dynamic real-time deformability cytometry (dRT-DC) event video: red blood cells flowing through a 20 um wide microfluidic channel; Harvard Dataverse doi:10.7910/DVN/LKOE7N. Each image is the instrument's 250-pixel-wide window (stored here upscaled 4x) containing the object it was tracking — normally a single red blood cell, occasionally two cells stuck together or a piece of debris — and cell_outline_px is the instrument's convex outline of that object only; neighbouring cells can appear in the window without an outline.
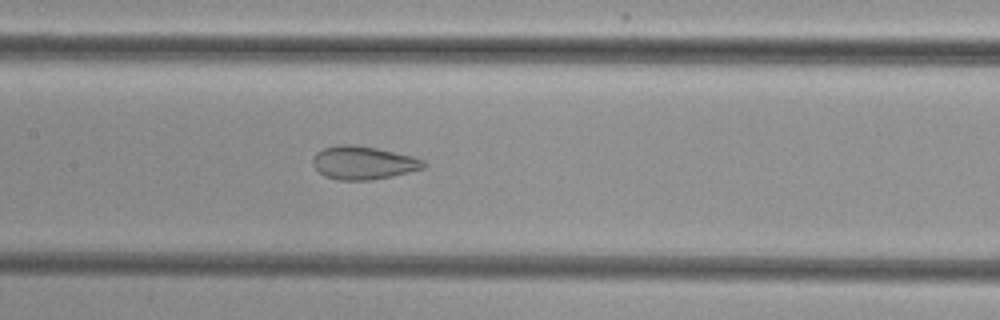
{"species": "common noctule bat (a hibernating species)", "species_latin": "Nyctalus noctula", "temperature_condition": "cold", "stored_images_in_passage": 36, "camera_frame_rate_fps": 3000, "um_per_image_px": 0.085, "animal": {"sex": "female", "body_mass_g": 29.2, "forearm_length_mm": 56.3}, "frame": {"image": 1, "passage_image": 9, "time_ms": 2.667, "image_size_px": [1000, 320], "cell_outline_px": [[428, 164], [424, 168], [392, 176], [372, 180], [336, 180], [324, 176], [312, 164], [312, 160], [316, 152], [324, 148], [340, 144], [352, 144], [376, 148], [412, 156], [424, 160]], "centroid_in_image_um": [30.87, 13.84], "position_along_channel_um": 176.5, "area_um2": 21.5}}
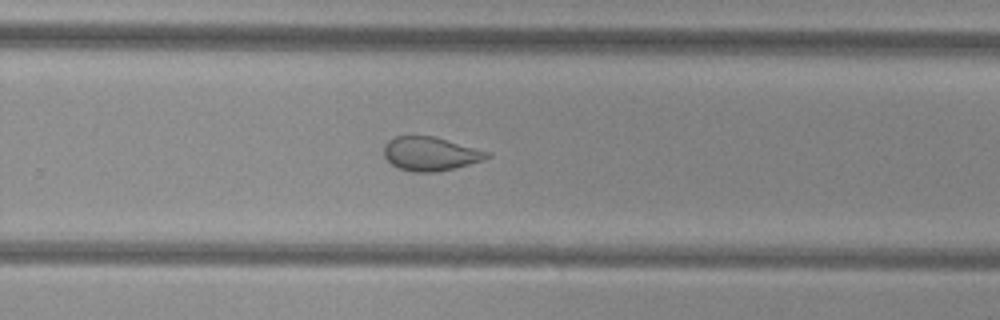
{"frame": {"image": 2, "passage_image": 18, "time_ms": 5.667, "image_size_px": [1000, 320], "cell_outline_px": [[492, 156], [484, 160], [456, 168], [436, 172], [412, 172], [400, 168], [392, 164], [384, 156], [384, 144], [388, 140], [396, 136], [432, 136], [492, 152]], "centroid_in_image_um": [36.62, 13.08], "position_along_channel_um": 293.2, "area_um2": 20.4}}
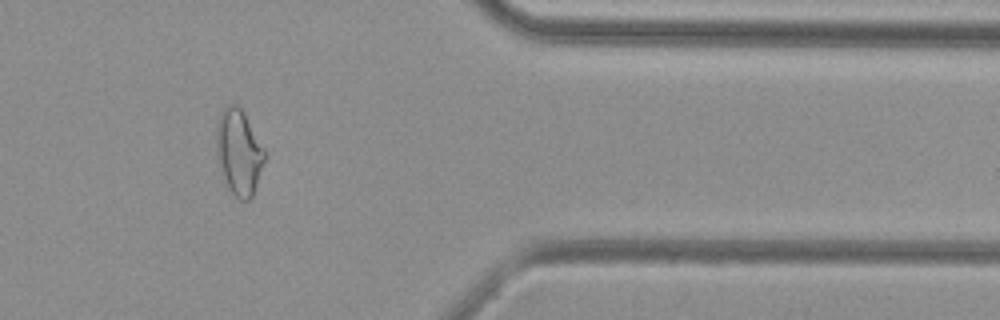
{"frame": {"image": 3, "passage_image": 27, "time_ms": 8.667, "image_size_px": [1000, 320], "cell_outline_px": [[268, 156], [252, 196], [248, 200], [240, 200], [232, 192], [224, 176], [216, 152], [216, 128], [220, 112], [228, 104], [236, 104], [244, 112], [268, 152]], "centroid_in_image_um": [20.36, 12.88], "position_along_channel_um": 391.0, "area_um2": 24.22}}